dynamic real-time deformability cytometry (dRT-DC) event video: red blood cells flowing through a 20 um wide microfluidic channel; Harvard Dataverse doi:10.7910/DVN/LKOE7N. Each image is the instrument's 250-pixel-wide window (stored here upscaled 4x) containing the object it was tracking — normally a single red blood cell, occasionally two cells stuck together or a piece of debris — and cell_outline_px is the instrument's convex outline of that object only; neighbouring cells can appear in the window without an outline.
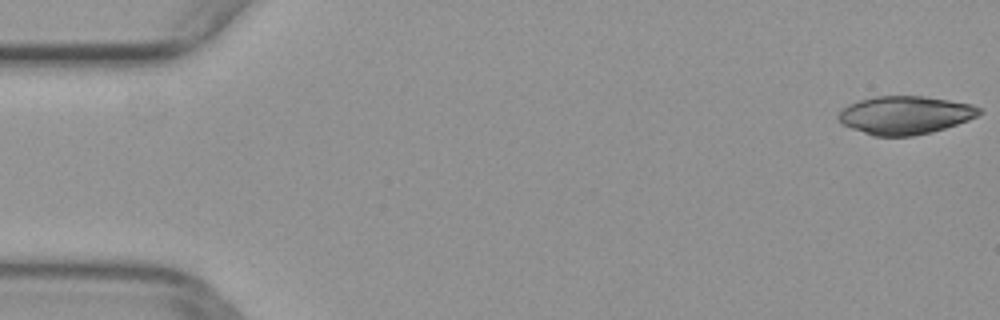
{"species": "common noctule bat (a hibernating species)", "species_latin": "Nyctalus noctula", "temperature_condition": "warm", "stored_images_in_passage": 14, "camera_frame_rate_fps": 3000, "um_per_image_px": 0.085, "animal": {"sex": "female", "body_mass_g": 29.2, "forearm_length_mm": 56.3}, "frame": {"image": 1, "passage_image": 1, "time_ms": 0.0, "image_size_px": [1000, 320], "cell_outline_px": [[984, 112], [968, 120], [944, 128], [912, 136], [872, 136], [852, 128], [844, 124], [836, 116], [848, 104], [860, 100], [876, 96], [924, 96], [972, 104], [980, 108]], "centroid_in_image_um": [76.94, 9.78], "position_along_channel_um": 8.1, "area_um2": 31.04}}
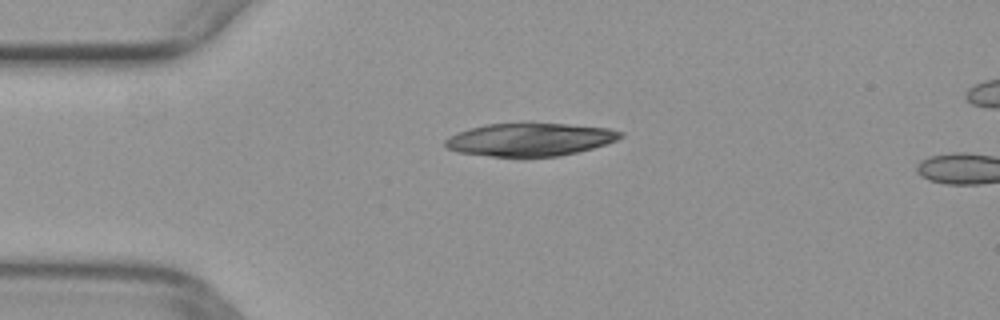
{"frame": {"image": 2, "passage_image": 12, "time_ms": 3.667, "image_size_px": [1000, 320], "cell_outline_px": [[624, 136], [616, 140], [592, 148], [560, 156], [524, 160], [520, 160], [460, 152], [448, 148], [444, 144], [444, 140], [448, 136], [472, 128], [488, 124], [568, 124], [608, 128], [624, 132]], "centroid_in_image_um": [45.05, 11.91], "position_along_channel_um": 39.9, "area_um2": 34.1}}